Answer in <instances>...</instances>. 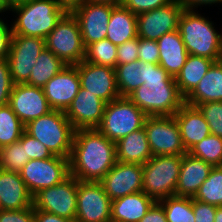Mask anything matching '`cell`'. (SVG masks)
Wrapping results in <instances>:
<instances>
[{"label": "cell", "mask_w": 222, "mask_h": 222, "mask_svg": "<svg viewBox=\"0 0 222 222\" xmlns=\"http://www.w3.org/2000/svg\"><path fill=\"white\" fill-rule=\"evenodd\" d=\"M116 162L115 142L98 129L75 130L69 157L71 176L83 182H100Z\"/></svg>", "instance_id": "6da1fadb"}, {"label": "cell", "mask_w": 222, "mask_h": 222, "mask_svg": "<svg viewBox=\"0 0 222 222\" xmlns=\"http://www.w3.org/2000/svg\"><path fill=\"white\" fill-rule=\"evenodd\" d=\"M144 80L128 98L147 116L175 115L185 103L175 78L161 65L145 63Z\"/></svg>", "instance_id": "7a4b0ae2"}, {"label": "cell", "mask_w": 222, "mask_h": 222, "mask_svg": "<svg viewBox=\"0 0 222 222\" xmlns=\"http://www.w3.org/2000/svg\"><path fill=\"white\" fill-rule=\"evenodd\" d=\"M214 28V23L196 10L184 9L180 15L178 30L187 52L217 62L222 60V33Z\"/></svg>", "instance_id": "3957f363"}, {"label": "cell", "mask_w": 222, "mask_h": 222, "mask_svg": "<svg viewBox=\"0 0 222 222\" xmlns=\"http://www.w3.org/2000/svg\"><path fill=\"white\" fill-rule=\"evenodd\" d=\"M16 14L12 35L45 39L67 12L57 0H28L10 9Z\"/></svg>", "instance_id": "277c9868"}, {"label": "cell", "mask_w": 222, "mask_h": 222, "mask_svg": "<svg viewBox=\"0 0 222 222\" xmlns=\"http://www.w3.org/2000/svg\"><path fill=\"white\" fill-rule=\"evenodd\" d=\"M25 131L57 156L69 158L75 129L63 111L52 110L30 121Z\"/></svg>", "instance_id": "5b68a950"}, {"label": "cell", "mask_w": 222, "mask_h": 222, "mask_svg": "<svg viewBox=\"0 0 222 222\" xmlns=\"http://www.w3.org/2000/svg\"><path fill=\"white\" fill-rule=\"evenodd\" d=\"M182 157L152 156L143 167L142 192L155 201L175 196Z\"/></svg>", "instance_id": "8992f818"}, {"label": "cell", "mask_w": 222, "mask_h": 222, "mask_svg": "<svg viewBox=\"0 0 222 222\" xmlns=\"http://www.w3.org/2000/svg\"><path fill=\"white\" fill-rule=\"evenodd\" d=\"M147 115L128 97H118L107 103L101 124L97 128L110 141L117 142L144 127Z\"/></svg>", "instance_id": "52a82bcc"}, {"label": "cell", "mask_w": 222, "mask_h": 222, "mask_svg": "<svg viewBox=\"0 0 222 222\" xmlns=\"http://www.w3.org/2000/svg\"><path fill=\"white\" fill-rule=\"evenodd\" d=\"M45 46L66 65H77L84 60L85 46L78 20L66 12L45 38Z\"/></svg>", "instance_id": "ba28073f"}, {"label": "cell", "mask_w": 222, "mask_h": 222, "mask_svg": "<svg viewBox=\"0 0 222 222\" xmlns=\"http://www.w3.org/2000/svg\"><path fill=\"white\" fill-rule=\"evenodd\" d=\"M19 173L29 193L34 196L41 189L55 186L70 176L69 158L54 155L47 159L29 160Z\"/></svg>", "instance_id": "9c48e42d"}, {"label": "cell", "mask_w": 222, "mask_h": 222, "mask_svg": "<svg viewBox=\"0 0 222 222\" xmlns=\"http://www.w3.org/2000/svg\"><path fill=\"white\" fill-rule=\"evenodd\" d=\"M79 180L69 176L63 182L41 189L33 196L34 210L76 220L77 191Z\"/></svg>", "instance_id": "30bf717a"}, {"label": "cell", "mask_w": 222, "mask_h": 222, "mask_svg": "<svg viewBox=\"0 0 222 222\" xmlns=\"http://www.w3.org/2000/svg\"><path fill=\"white\" fill-rule=\"evenodd\" d=\"M144 129L153 156H183L187 153L174 115L147 116Z\"/></svg>", "instance_id": "8fae6325"}, {"label": "cell", "mask_w": 222, "mask_h": 222, "mask_svg": "<svg viewBox=\"0 0 222 222\" xmlns=\"http://www.w3.org/2000/svg\"><path fill=\"white\" fill-rule=\"evenodd\" d=\"M45 47V39L12 35L6 58L14 84L26 83L29 80L32 67Z\"/></svg>", "instance_id": "7c38bea8"}, {"label": "cell", "mask_w": 222, "mask_h": 222, "mask_svg": "<svg viewBox=\"0 0 222 222\" xmlns=\"http://www.w3.org/2000/svg\"><path fill=\"white\" fill-rule=\"evenodd\" d=\"M111 207L100 182L79 181L75 222H111Z\"/></svg>", "instance_id": "4fadbf2b"}, {"label": "cell", "mask_w": 222, "mask_h": 222, "mask_svg": "<svg viewBox=\"0 0 222 222\" xmlns=\"http://www.w3.org/2000/svg\"><path fill=\"white\" fill-rule=\"evenodd\" d=\"M184 7L177 1L137 15V36L157 41L165 33L178 30Z\"/></svg>", "instance_id": "5bb4252c"}, {"label": "cell", "mask_w": 222, "mask_h": 222, "mask_svg": "<svg viewBox=\"0 0 222 222\" xmlns=\"http://www.w3.org/2000/svg\"><path fill=\"white\" fill-rule=\"evenodd\" d=\"M81 88L102 99L106 104L120 97L115 68L86 61L77 65Z\"/></svg>", "instance_id": "9a60e30c"}, {"label": "cell", "mask_w": 222, "mask_h": 222, "mask_svg": "<svg viewBox=\"0 0 222 222\" xmlns=\"http://www.w3.org/2000/svg\"><path fill=\"white\" fill-rule=\"evenodd\" d=\"M114 6L85 2L71 13L78 20L84 46L106 39L107 26Z\"/></svg>", "instance_id": "2e32d148"}, {"label": "cell", "mask_w": 222, "mask_h": 222, "mask_svg": "<svg viewBox=\"0 0 222 222\" xmlns=\"http://www.w3.org/2000/svg\"><path fill=\"white\" fill-rule=\"evenodd\" d=\"M8 105L24 125L53 110L43 88L26 83L14 84Z\"/></svg>", "instance_id": "e0dca14e"}, {"label": "cell", "mask_w": 222, "mask_h": 222, "mask_svg": "<svg viewBox=\"0 0 222 222\" xmlns=\"http://www.w3.org/2000/svg\"><path fill=\"white\" fill-rule=\"evenodd\" d=\"M143 167L117 161L100 181L107 196L114 200L142 191Z\"/></svg>", "instance_id": "ac0fdd59"}, {"label": "cell", "mask_w": 222, "mask_h": 222, "mask_svg": "<svg viewBox=\"0 0 222 222\" xmlns=\"http://www.w3.org/2000/svg\"><path fill=\"white\" fill-rule=\"evenodd\" d=\"M106 103L80 87L64 112L75 130L97 129L101 124Z\"/></svg>", "instance_id": "d6986e66"}, {"label": "cell", "mask_w": 222, "mask_h": 222, "mask_svg": "<svg viewBox=\"0 0 222 222\" xmlns=\"http://www.w3.org/2000/svg\"><path fill=\"white\" fill-rule=\"evenodd\" d=\"M80 79L75 65H66L43 87L49 106L65 112L80 89Z\"/></svg>", "instance_id": "ffe728a7"}, {"label": "cell", "mask_w": 222, "mask_h": 222, "mask_svg": "<svg viewBox=\"0 0 222 222\" xmlns=\"http://www.w3.org/2000/svg\"><path fill=\"white\" fill-rule=\"evenodd\" d=\"M174 117L180 129L182 144L187 152L211 134L208 123L196 106L184 103Z\"/></svg>", "instance_id": "44dd1931"}, {"label": "cell", "mask_w": 222, "mask_h": 222, "mask_svg": "<svg viewBox=\"0 0 222 222\" xmlns=\"http://www.w3.org/2000/svg\"><path fill=\"white\" fill-rule=\"evenodd\" d=\"M33 206V196L29 193L19 172L0 168V209L20 210Z\"/></svg>", "instance_id": "7402d4cb"}, {"label": "cell", "mask_w": 222, "mask_h": 222, "mask_svg": "<svg viewBox=\"0 0 222 222\" xmlns=\"http://www.w3.org/2000/svg\"><path fill=\"white\" fill-rule=\"evenodd\" d=\"M213 166L186 153L182 157L175 196L194 198Z\"/></svg>", "instance_id": "603a6c76"}, {"label": "cell", "mask_w": 222, "mask_h": 222, "mask_svg": "<svg viewBox=\"0 0 222 222\" xmlns=\"http://www.w3.org/2000/svg\"><path fill=\"white\" fill-rule=\"evenodd\" d=\"M157 43L159 65L175 78L189 56L179 30L165 33L157 40Z\"/></svg>", "instance_id": "cb8c5ba5"}, {"label": "cell", "mask_w": 222, "mask_h": 222, "mask_svg": "<svg viewBox=\"0 0 222 222\" xmlns=\"http://www.w3.org/2000/svg\"><path fill=\"white\" fill-rule=\"evenodd\" d=\"M222 101V60L214 62L198 85L185 98V103L198 106L207 102Z\"/></svg>", "instance_id": "d4e9b609"}, {"label": "cell", "mask_w": 222, "mask_h": 222, "mask_svg": "<svg viewBox=\"0 0 222 222\" xmlns=\"http://www.w3.org/2000/svg\"><path fill=\"white\" fill-rule=\"evenodd\" d=\"M156 201L144 192L112 200L111 221L139 222Z\"/></svg>", "instance_id": "484cf974"}, {"label": "cell", "mask_w": 222, "mask_h": 222, "mask_svg": "<svg viewBox=\"0 0 222 222\" xmlns=\"http://www.w3.org/2000/svg\"><path fill=\"white\" fill-rule=\"evenodd\" d=\"M115 145L117 161L122 163L143 165L153 156L144 127L126 135Z\"/></svg>", "instance_id": "4316f807"}, {"label": "cell", "mask_w": 222, "mask_h": 222, "mask_svg": "<svg viewBox=\"0 0 222 222\" xmlns=\"http://www.w3.org/2000/svg\"><path fill=\"white\" fill-rule=\"evenodd\" d=\"M137 37V15L122 5L114 6L107 26L106 39L118 46Z\"/></svg>", "instance_id": "83f0119b"}, {"label": "cell", "mask_w": 222, "mask_h": 222, "mask_svg": "<svg viewBox=\"0 0 222 222\" xmlns=\"http://www.w3.org/2000/svg\"><path fill=\"white\" fill-rule=\"evenodd\" d=\"M214 62L207 57L189 54L186 63L175 77L178 90L184 98L193 91Z\"/></svg>", "instance_id": "f1b7e54d"}, {"label": "cell", "mask_w": 222, "mask_h": 222, "mask_svg": "<svg viewBox=\"0 0 222 222\" xmlns=\"http://www.w3.org/2000/svg\"><path fill=\"white\" fill-rule=\"evenodd\" d=\"M65 66L66 64L60 58L45 47L32 67L29 80L26 84L43 88Z\"/></svg>", "instance_id": "f546056e"}, {"label": "cell", "mask_w": 222, "mask_h": 222, "mask_svg": "<svg viewBox=\"0 0 222 222\" xmlns=\"http://www.w3.org/2000/svg\"><path fill=\"white\" fill-rule=\"evenodd\" d=\"M117 86L121 97H128L136 88L144 84L145 62L134 61L115 67Z\"/></svg>", "instance_id": "4dcf8cb0"}, {"label": "cell", "mask_w": 222, "mask_h": 222, "mask_svg": "<svg viewBox=\"0 0 222 222\" xmlns=\"http://www.w3.org/2000/svg\"><path fill=\"white\" fill-rule=\"evenodd\" d=\"M25 125L9 105L0 106V148L20 140Z\"/></svg>", "instance_id": "1f68e13d"}, {"label": "cell", "mask_w": 222, "mask_h": 222, "mask_svg": "<svg viewBox=\"0 0 222 222\" xmlns=\"http://www.w3.org/2000/svg\"><path fill=\"white\" fill-rule=\"evenodd\" d=\"M158 202L164 208L167 222H195L193 198L171 196Z\"/></svg>", "instance_id": "d6a6232c"}, {"label": "cell", "mask_w": 222, "mask_h": 222, "mask_svg": "<svg viewBox=\"0 0 222 222\" xmlns=\"http://www.w3.org/2000/svg\"><path fill=\"white\" fill-rule=\"evenodd\" d=\"M194 199L216 207L222 206V166L211 169Z\"/></svg>", "instance_id": "836d02e7"}, {"label": "cell", "mask_w": 222, "mask_h": 222, "mask_svg": "<svg viewBox=\"0 0 222 222\" xmlns=\"http://www.w3.org/2000/svg\"><path fill=\"white\" fill-rule=\"evenodd\" d=\"M117 46L102 39L85 47L84 61L102 66L116 67Z\"/></svg>", "instance_id": "e575fe53"}, {"label": "cell", "mask_w": 222, "mask_h": 222, "mask_svg": "<svg viewBox=\"0 0 222 222\" xmlns=\"http://www.w3.org/2000/svg\"><path fill=\"white\" fill-rule=\"evenodd\" d=\"M187 153L204 160L213 167L222 166V138L210 134L194 145Z\"/></svg>", "instance_id": "d590c367"}, {"label": "cell", "mask_w": 222, "mask_h": 222, "mask_svg": "<svg viewBox=\"0 0 222 222\" xmlns=\"http://www.w3.org/2000/svg\"><path fill=\"white\" fill-rule=\"evenodd\" d=\"M29 160L26 158L25 147L19 140L0 148V168L3 170L20 172Z\"/></svg>", "instance_id": "8d00e7d4"}, {"label": "cell", "mask_w": 222, "mask_h": 222, "mask_svg": "<svg viewBox=\"0 0 222 222\" xmlns=\"http://www.w3.org/2000/svg\"><path fill=\"white\" fill-rule=\"evenodd\" d=\"M197 107L208 123L211 134L222 138V101L202 103Z\"/></svg>", "instance_id": "74e56055"}, {"label": "cell", "mask_w": 222, "mask_h": 222, "mask_svg": "<svg viewBox=\"0 0 222 222\" xmlns=\"http://www.w3.org/2000/svg\"><path fill=\"white\" fill-rule=\"evenodd\" d=\"M25 147L26 158L30 160L47 159L54 155L40 141L29 135L26 131L23 132L19 140Z\"/></svg>", "instance_id": "f35d334b"}, {"label": "cell", "mask_w": 222, "mask_h": 222, "mask_svg": "<svg viewBox=\"0 0 222 222\" xmlns=\"http://www.w3.org/2000/svg\"><path fill=\"white\" fill-rule=\"evenodd\" d=\"M14 83L7 58H0V106L9 104Z\"/></svg>", "instance_id": "ab89813d"}, {"label": "cell", "mask_w": 222, "mask_h": 222, "mask_svg": "<svg viewBox=\"0 0 222 222\" xmlns=\"http://www.w3.org/2000/svg\"><path fill=\"white\" fill-rule=\"evenodd\" d=\"M139 37L133 38L117 46L116 65L131 63L138 60Z\"/></svg>", "instance_id": "60d3db41"}, {"label": "cell", "mask_w": 222, "mask_h": 222, "mask_svg": "<svg viewBox=\"0 0 222 222\" xmlns=\"http://www.w3.org/2000/svg\"><path fill=\"white\" fill-rule=\"evenodd\" d=\"M173 0H123L122 6L129 9L135 15L163 7Z\"/></svg>", "instance_id": "b9f144b4"}, {"label": "cell", "mask_w": 222, "mask_h": 222, "mask_svg": "<svg viewBox=\"0 0 222 222\" xmlns=\"http://www.w3.org/2000/svg\"><path fill=\"white\" fill-rule=\"evenodd\" d=\"M138 60L145 63L159 64V47L157 41L139 37Z\"/></svg>", "instance_id": "7bdbcfd3"}, {"label": "cell", "mask_w": 222, "mask_h": 222, "mask_svg": "<svg viewBox=\"0 0 222 222\" xmlns=\"http://www.w3.org/2000/svg\"><path fill=\"white\" fill-rule=\"evenodd\" d=\"M0 222H34V206L20 210H1Z\"/></svg>", "instance_id": "ee69618b"}, {"label": "cell", "mask_w": 222, "mask_h": 222, "mask_svg": "<svg viewBox=\"0 0 222 222\" xmlns=\"http://www.w3.org/2000/svg\"><path fill=\"white\" fill-rule=\"evenodd\" d=\"M217 207L193 198V213L195 222H214Z\"/></svg>", "instance_id": "f6af8a7d"}, {"label": "cell", "mask_w": 222, "mask_h": 222, "mask_svg": "<svg viewBox=\"0 0 222 222\" xmlns=\"http://www.w3.org/2000/svg\"><path fill=\"white\" fill-rule=\"evenodd\" d=\"M12 37V28L4 23L0 18V58H6L8 55Z\"/></svg>", "instance_id": "bcb514c9"}, {"label": "cell", "mask_w": 222, "mask_h": 222, "mask_svg": "<svg viewBox=\"0 0 222 222\" xmlns=\"http://www.w3.org/2000/svg\"><path fill=\"white\" fill-rule=\"evenodd\" d=\"M139 222H167L163 206L156 201Z\"/></svg>", "instance_id": "7dc6e473"}, {"label": "cell", "mask_w": 222, "mask_h": 222, "mask_svg": "<svg viewBox=\"0 0 222 222\" xmlns=\"http://www.w3.org/2000/svg\"><path fill=\"white\" fill-rule=\"evenodd\" d=\"M34 222H75L55 214L34 210Z\"/></svg>", "instance_id": "c3c4849f"}, {"label": "cell", "mask_w": 222, "mask_h": 222, "mask_svg": "<svg viewBox=\"0 0 222 222\" xmlns=\"http://www.w3.org/2000/svg\"><path fill=\"white\" fill-rule=\"evenodd\" d=\"M184 9L195 10L198 6L222 3V0H177Z\"/></svg>", "instance_id": "681fc988"}, {"label": "cell", "mask_w": 222, "mask_h": 222, "mask_svg": "<svg viewBox=\"0 0 222 222\" xmlns=\"http://www.w3.org/2000/svg\"><path fill=\"white\" fill-rule=\"evenodd\" d=\"M59 5L67 12H71L75 7L82 5L86 0H57Z\"/></svg>", "instance_id": "f907efd6"}, {"label": "cell", "mask_w": 222, "mask_h": 222, "mask_svg": "<svg viewBox=\"0 0 222 222\" xmlns=\"http://www.w3.org/2000/svg\"><path fill=\"white\" fill-rule=\"evenodd\" d=\"M91 3L110 4L113 6H120L123 0H86Z\"/></svg>", "instance_id": "816d5d0a"}, {"label": "cell", "mask_w": 222, "mask_h": 222, "mask_svg": "<svg viewBox=\"0 0 222 222\" xmlns=\"http://www.w3.org/2000/svg\"><path fill=\"white\" fill-rule=\"evenodd\" d=\"M28 0H4V3L11 9L17 5L23 4Z\"/></svg>", "instance_id": "f5cc1de1"}, {"label": "cell", "mask_w": 222, "mask_h": 222, "mask_svg": "<svg viewBox=\"0 0 222 222\" xmlns=\"http://www.w3.org/2000/svg\"><path fill=\"white\" fill-rule=\"evenodd\" d=\"M214 222H222V206L217 207Z\"/></svg>", "instance_id": "db71d44e"}, {"label": "cell", "mask_w": 222, "mask_h": 222, "mask_svg": "<svg viewBox=\"0 0 222 222\" xmlns=\"http://www.w3.org/2000/svg\"><path fill=\"white\" fill-rule=\"evenodd\" d=\"M10 11V8L4 3V0H0V13Z\"/></svg>", "instance_id": "11a10c76"}, {"label": "cell", "mask_w": 222, "mask_h": 222, "mask_svg": "<svg viewBox=\"0 0 222 222\" xmlns=\"http://www.w3.org/2000/svg\"><path fill=\"white\" fill-rule=\"evenodd\" d=\"M111 222H128V221H111Z\"/></svg>", "instance_id": "9f6ffc18"}]
</instances>
